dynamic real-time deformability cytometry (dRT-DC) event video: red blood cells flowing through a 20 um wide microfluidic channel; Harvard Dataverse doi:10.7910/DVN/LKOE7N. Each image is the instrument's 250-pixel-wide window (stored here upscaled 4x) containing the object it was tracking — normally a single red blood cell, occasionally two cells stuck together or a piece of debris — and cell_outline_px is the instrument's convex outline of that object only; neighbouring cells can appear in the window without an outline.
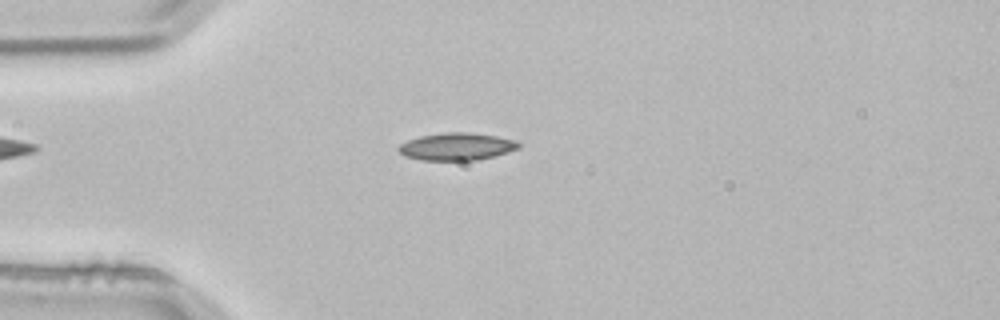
{"species": "common noctule bat (a hibernating species)", "species_latin": "Nyctalus noctula", "temperature_condition": "room temperature", "stored_images_in_passage": 52, "camera_frame_rate_fps": 3000, "um_per_image_px": 0.085, "animal": {"sex": "male", "body_mass_g": 21.5, "forearm_length_mm": 52.0}, "frame": {"image": 1, "passage_image": 13, "time_ms": 4.0, "image_size_px": [1000, 320], "cell_outline_px": [[520, 148], [508, 152], [476, 160], [420, 160], [404, 156], [396, 148], [400, 144], [408, 140], [420, 136], [448, 132], [468, 132], [496, 136], [516, 140], [520, 144]], "centroid_in_image_um": [38.81, 12.46], "position_along_channel_um": 46.2, "area_um2": 19.13}}
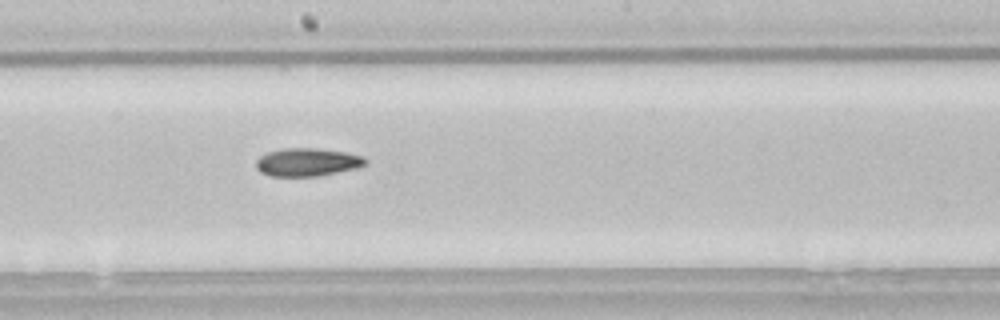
{"frame": {"image": 2, "passage_image": 28, "time_ms": 9.0, "image_size_px": [1000, 320], "cell_outline_px": [[368, 164], [356, 168], [316, 176], [268, 176], [260, 172], [256, 168], [256, 160], [260, 156], [268, 152], [284, 148], [316, 148], [348, 152], [364, 156], [368, 160]], "centroid_in_image_um": [26.14, 13.78], "position_along_channel_um": 222.1, "area_um2": 18.03}}
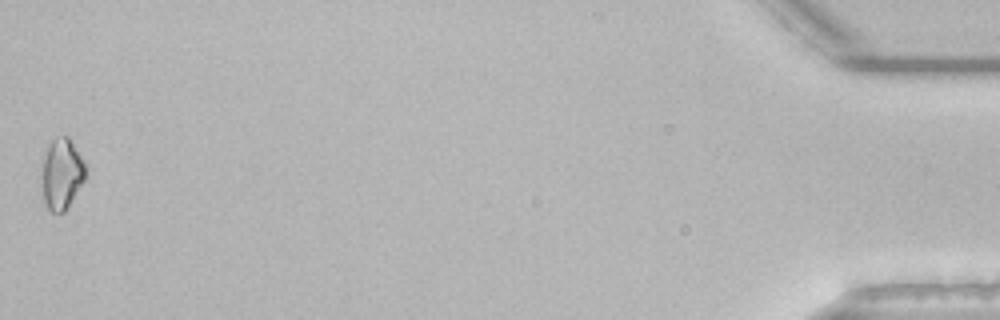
{"frame": {"image": 3, "passage_image": 52, "time_ms": 17.0, "image_size_px": [1000, 320], "cell_outline_px": [[84, 180], [64, 212], [48, 212], [44, 204], [40, 176], [48, 144], [56, 136], [68, 136], [80, 156], [84, 164]], "centroid_in_image_um": [5.19, 14.81], "position_along_channel_um": 430.0, "area_um2": 17.92}}